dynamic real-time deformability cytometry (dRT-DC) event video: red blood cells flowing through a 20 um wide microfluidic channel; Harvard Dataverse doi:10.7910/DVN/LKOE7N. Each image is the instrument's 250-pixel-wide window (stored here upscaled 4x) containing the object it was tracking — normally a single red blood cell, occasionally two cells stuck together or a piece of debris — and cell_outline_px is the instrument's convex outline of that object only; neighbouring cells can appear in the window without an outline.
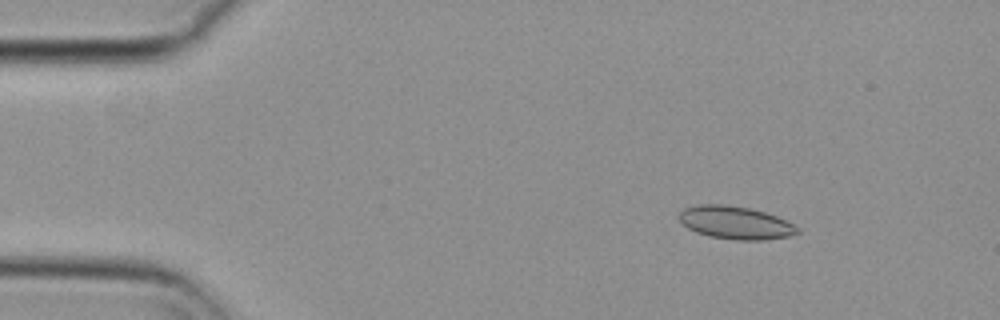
{"species": "common noctule bat (a hibernating species)", "species_latin": "Nyctalus noctula", "temperature_condition": "cold", "stored_images_in_passage": 56, "camera_frame_rate_fps": 3000, "um_per_image_px": 0.085, "animal": {"sex": "female", "body_mass_g": 29.2, "forearm_length_mm": 56.3}, "frame": {"image": 1, "passage_image": 8, "time_ms": 2.333, "image_size_px": [1000, 320], "cell_outline_px": [[800, 232], [788, 236], [764, 240], [736, 240], [708, 236], [696, 232], [688, 228], [680, 220], [680, 212], [684, 208], [696, 204], [724, 204], [748, 208], [764, 212], [776, 216], [800, 228]], "centroid_in_image_um": [62.5, 18.93], "position_along_channel_um": 22.5, "area_um2": 22.54}}
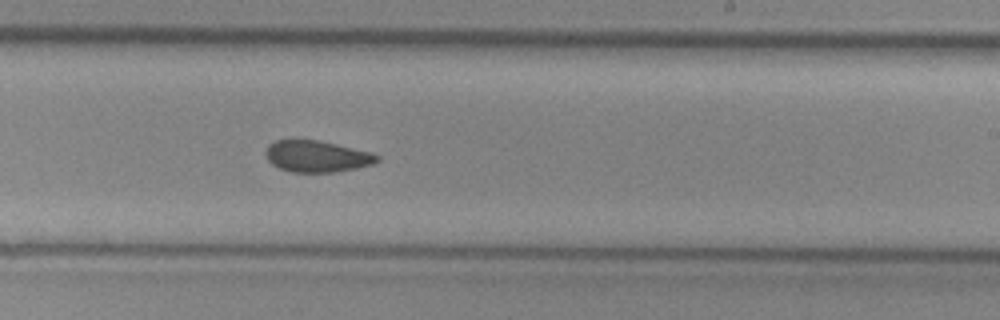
{"frame": {"image": 2, "passage_image": 34, "time_ms": 11.0, "image_size_px": [1000, 320], "cell_outline_px": [[380, 160], [372, 164], [356, 168], [332, 172], [292, 172], [280, 168], [272, 164], [268, 160], [264, 152], [268, 144], [276, 140], [292, 136], [316, 140], [336, 144], [368, 152], [380, 156]], "centroid_in_image_um": [26.84, 13.25], "position_along_channel_um": 262.2, "area_um2": 20.81}}
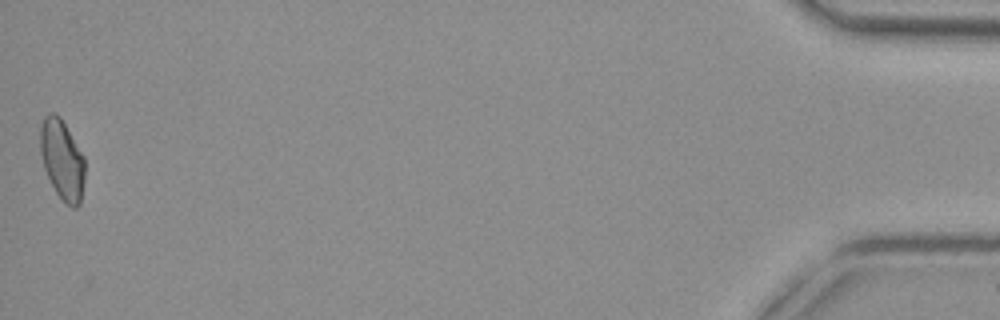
{"frame": {"image": 3, "passage_image": 56, "time_ms": 18.333, "image_size_px": [1000, 320], "cell_outline_px": [[84, 180], [80, 204], [76, 208], [72, 208], [56, 192], [44, 168], [40, 152], [40, 128], [44, 116], [52, 112], [60, 116], [84, 156]], "centroid_in_image_um": [5.28, 13.55], "position_along_channel_um": 429.9, "area_um2": 20.58}, "authors_computed_cell_mechanics": {"area_um2": 21.2704, "velocity_mm_per_s": 3.6785, "shape_relaxation_time_tau1_ms": null, "shape_relaxation_time_tau2_ms": 4.8395, "deformation_change_tau1": null, "deformation_change_tau2": 0.0938}}